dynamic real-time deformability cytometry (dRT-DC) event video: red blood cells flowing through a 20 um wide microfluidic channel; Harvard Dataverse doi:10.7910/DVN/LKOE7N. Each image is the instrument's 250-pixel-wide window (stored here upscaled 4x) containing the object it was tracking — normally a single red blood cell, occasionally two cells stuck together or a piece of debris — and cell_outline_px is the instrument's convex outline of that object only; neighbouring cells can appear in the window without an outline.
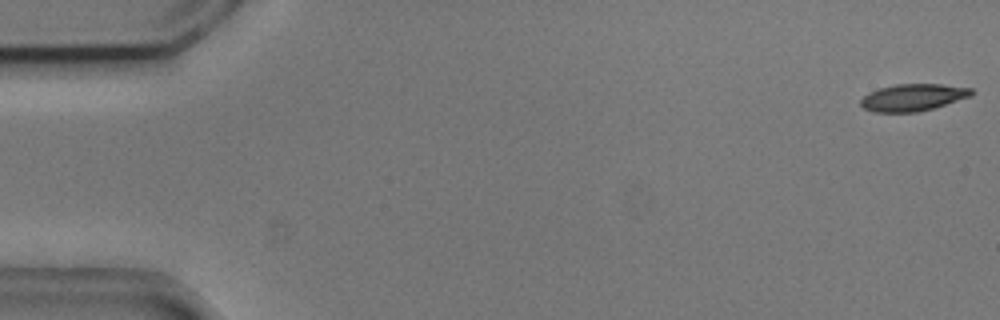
{"species": "common noctule bat (a hibernating species)", "species_latin": "Nyctalus noctula", "temperature_condition": "cold", "stored_images_in_passage": 33, "camera_frame_rate_fps": 3000, "um_per_image_px": 0.085, "animal": {"sex": "male", "body_mass_g": 20.5, "forearm_length_mm": 52.5}, "frame": {"image": 1, "passage_image": 1, "time_ms": 0.0, "image_size_px": [1000, 320], "cell_outline_px": [[976, 92], [972, 96], [932, 108], [916, 112], [872, 112], [864, 108], [860, 104], [860, 100], [868, 92], [880, 88], [896, 84], [940, 84], [972, 88]], "centroid_in_image_um": [77.61, 8.27], "position_along_channel_um": 7.4, "area_um2": 17.46}}
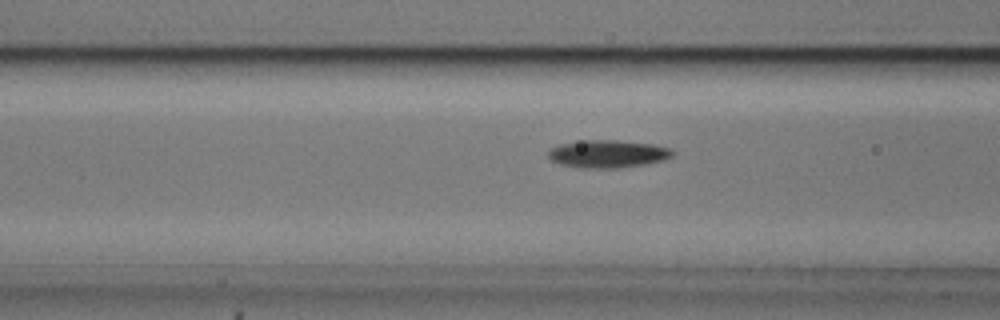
{"frame": {"image": 2, "passage_image": 21, "time_ms": 6.667, "image_size_px": [1000, 320], "cell_outline_px": [[676, 152], [672, 156], [664, 160], [644, 164], [620, 168], [580, 168], [560, 164], [552, 160], [548, 156], [548, 152], [552, 148], [560, 144], [584, 140], [616, 140], [652, 144], [668, 148]], "centroid_in_image_um": [51.67, 13.08], "position_along_channel_um": 114.9, "area_um2": 20.0}}
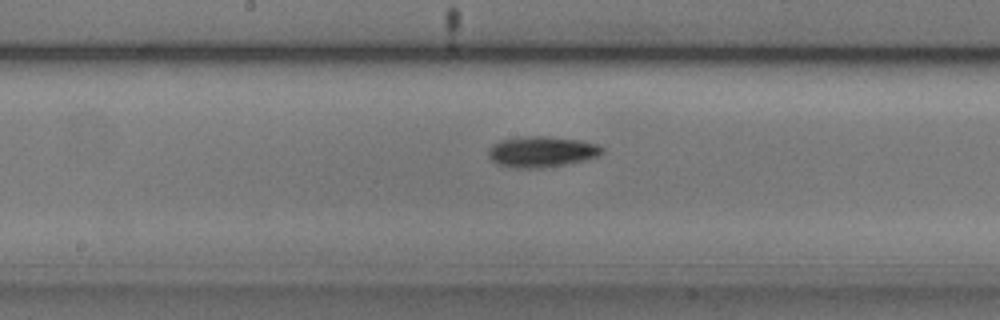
{"frame": {"image": 3, "passage_image": 28, "time_ms": 9.0, "image_size_px": [1000, 320], "cell_outline_px": [[604, 152], [600, 156], [584, 160], [564, 164], [536, 168], [516, 168], [496, 164], [488, 156], [488, 148], [492, 144], [500, 140], [524, 136], [544, 136], [580, 140], [600, 144], [604, 148]], "centroid_in_image_um": [46.05, 12.89], "position_along_channel_um": 202.2, "area_um2": 20.58}}